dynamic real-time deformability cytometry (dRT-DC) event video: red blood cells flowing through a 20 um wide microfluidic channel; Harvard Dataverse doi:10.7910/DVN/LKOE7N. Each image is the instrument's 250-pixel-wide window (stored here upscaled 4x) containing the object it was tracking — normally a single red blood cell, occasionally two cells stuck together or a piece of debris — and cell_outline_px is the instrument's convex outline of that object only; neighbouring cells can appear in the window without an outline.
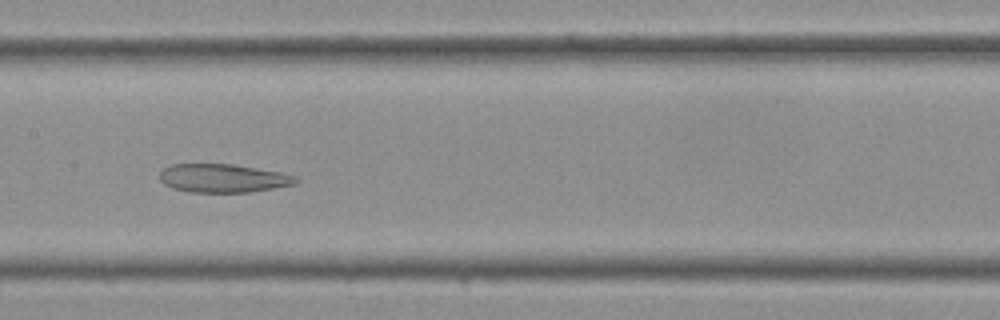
{"species": "Egyptian fruit bat (a non-hibernating species)", "species_latin": "Rousettus aegyptiacus", "temperature_condition": "cold", "stored_images_in_passage": 40, "camera_frame_rate_fps": 3000, "um_per_image_px": 0.085, "frame": {"image": 1, "passage_image": 20, "time_ms": 6.333, "image_size_px": [1000, 320], "cell_outline_px": [[300, 180], [296, 184], [248, 192], [188, 192], [172, 188], [164, 184], [160, 180], [160, 172], [164, 168], [172, 164], [232, 164], [280, 172], [296, 176]], "centroid_in_image_um": [18.95, 15.15], "position_along_channel_um": 188.4, "area_um2": 22.54}}
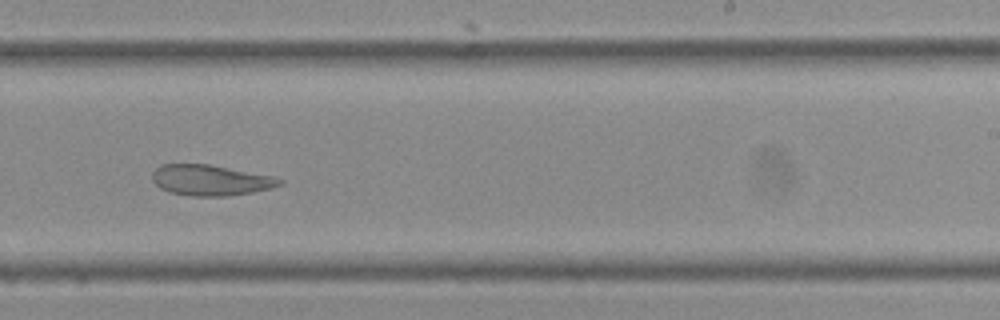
{"frame": {"image": 2, "passage_image": 25, "time_ms": 8.0, "image_size_px": [1000, 320], "cell_outline_px": [[284, 184], [272, 188], [252, 192], [228, 196], [192, 196], [168, 192], [160, 188], [152, 180], [152, 172], [160, 164], [208, 164], [276, 176], [284, 180]], "centroid_in_image_um": [17.93, 15.31], "position_along_channel_um": 271.1, "area_um2": 23.06}}
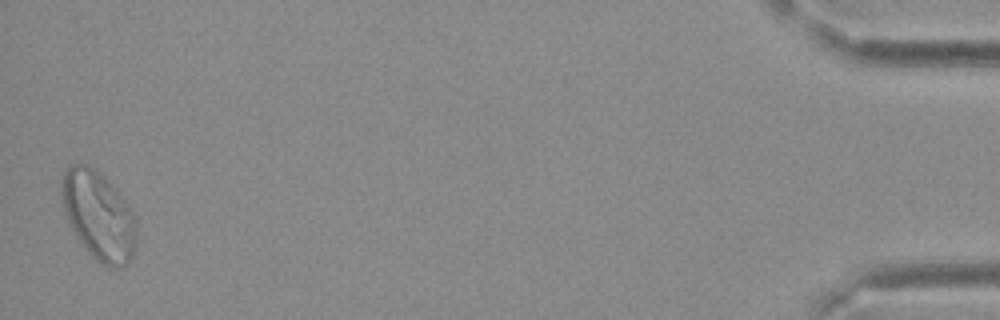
{"frame": {"image": 3, "passage_image": 40, "time_ms": 13.0, "image_size_px": [1000, 320], "cell_outline_px": [[136, 244], [132, 256], [128, 264], [120, 268], [112, 268], [104, 264], [88, 252], [72, 228], [68, 220], [60, 196], [60, 180], [64, 172], [72, 164], [88, 164], [96, 168], [104, 176], [124, 200], [132, 212], [136, 220]], "centroid_in_image_um": [8.38, 18.3], "position_along_channel_um": 426.8, "area_um2": 38.44}}